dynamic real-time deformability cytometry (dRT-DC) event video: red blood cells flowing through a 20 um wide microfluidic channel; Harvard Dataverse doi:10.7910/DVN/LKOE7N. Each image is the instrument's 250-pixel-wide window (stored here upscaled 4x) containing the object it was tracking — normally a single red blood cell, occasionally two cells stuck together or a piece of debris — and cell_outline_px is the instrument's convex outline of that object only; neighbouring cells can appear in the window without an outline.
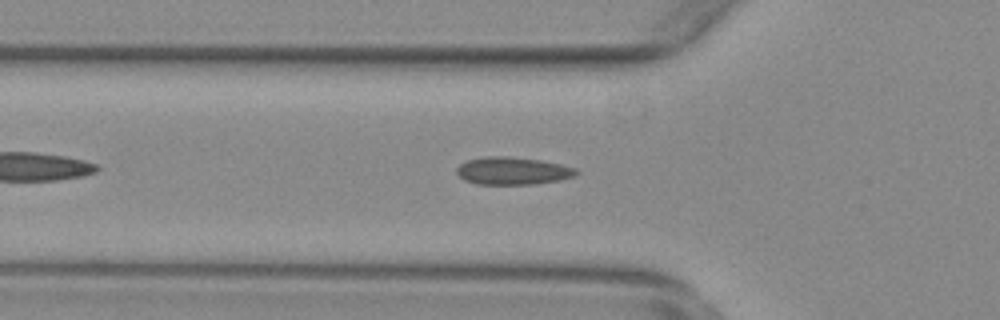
{"species": "common noctule bat (a hibernating species)", "species_latin": "Nyctalus noctula", "temperature_condition": "warm", "stored_images_in_passage": 44, "camera_frame_rate_fps": 3000, "um_per_image_px": 0.085, "animal": {"sex": "female", "body_mass_g": 29.2, "forearm_length_mm": 56.3}, "frame": {"image": 1, "passage_image": 8, "time_ms": 2.333, "image_size_px": [1000, 320], "cell_outline_px": [[580, 172], [576, 176], [560, 180], [532, 184], [476, 184], [464, 180], [456, 172], [456, 168], [460, 164], [468, 160], [484, 156], [508, 156], [540, 160], [560, 164], [576, 168]], "centroid_in_image_um": [43.59, 14.52], "position_along_channel_um": 82.2, "area_um2": 19.31}}
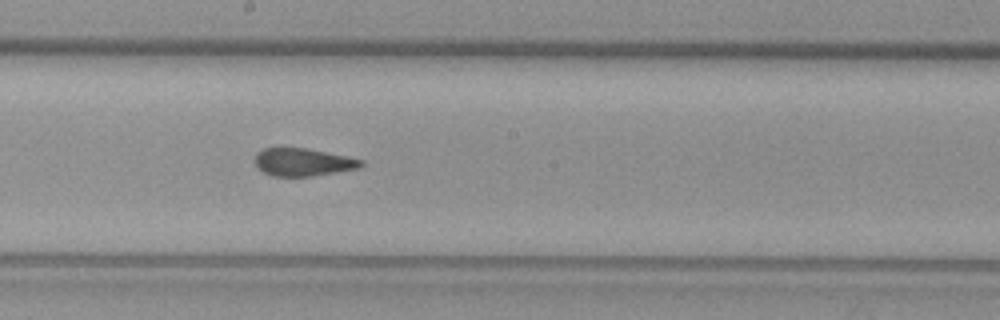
{"frame": {"image": 2, "passage_image": 19, "time_ms": 6.0, "image_size_px": [1000, 320], "cell_outline_px": [[364, 164], [360, 168], [312, 176], [272, 176], [256, 168], [252, 160], [256, 152], [264, 148], [304, 148], [348, 156], [364, 160]], "centroid_in_image_um": [25.71, 13.78], "position_along_channel_um": 222.5, "area_um2": 17.4}}
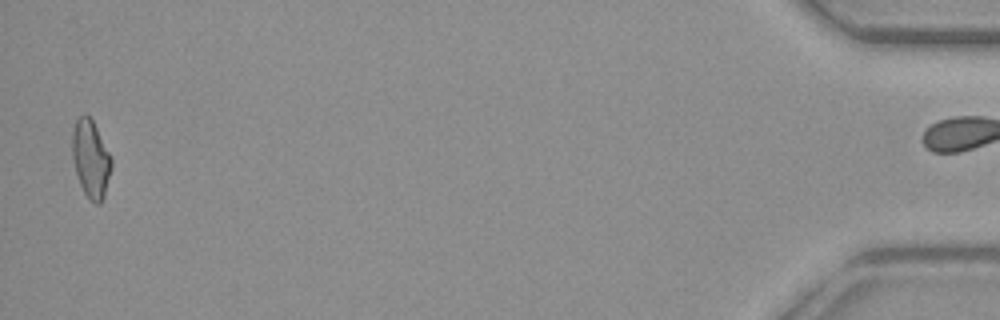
{"frame": {"image": 3, "passage_image": 43, "time_ms": 14.0, "image_size_px": [1000, 320], "cell_outline_px": [[112, 168], [104, 196], [100, 204], [96, 204], [84, 192], [80, 184], [72, 160], [72, 132], [76, 120], [84, 112], [92, 120], [112, 156]], "centroid_in_image_um": [7.72, 13.48], "position_along_channel_um": 427.5, "area_um2": 17.74}, "authors_computed_cell_mechanics": {"area_um2": 17.9758, "velocity_mm_per_s": 3.8057, "shape_relaxation_time_tau1_ms": null, "shape_relaxation_time_tau2_ms": 0.6759, "deformation_change_tau1": null, "deformation_change_tau2": 0.0438}}